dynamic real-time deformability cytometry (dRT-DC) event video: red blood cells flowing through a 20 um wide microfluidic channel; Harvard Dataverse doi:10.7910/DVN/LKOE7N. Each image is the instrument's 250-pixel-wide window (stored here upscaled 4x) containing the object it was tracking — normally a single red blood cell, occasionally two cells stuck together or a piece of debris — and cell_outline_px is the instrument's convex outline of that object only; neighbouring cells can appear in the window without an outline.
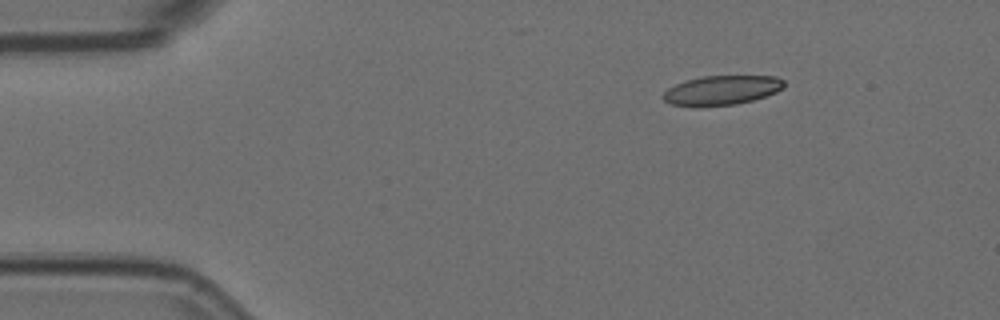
{"species": "Egyptian fruit bat (a non-hibernating species)", "species_latin": "Rousettus aegyptiacus", "temperature_condition": "room temperature", "stored_images_in_passage": 5, "camera_frame_rate_fps": 3000, "um_per_image_px": 0.085, "animal": {"sex": "female"}, "frame": {"image": 1, "passage_image": 2, "time_ms": 0.333, "image_size_px": [1000, 320], "cell_outline_px": [[784, 88], [776, 92], [752, 100], [736, 104], [696, 108], [672, 104], [664, 100], [660, 96], [668, 88], [684, 80], [704, 76], [776, 76], [784, 80]], "centroid_in_image_um": [61.3, 7.68], "position_along_channel_um": 23.7, "area_um2": 21.04}}
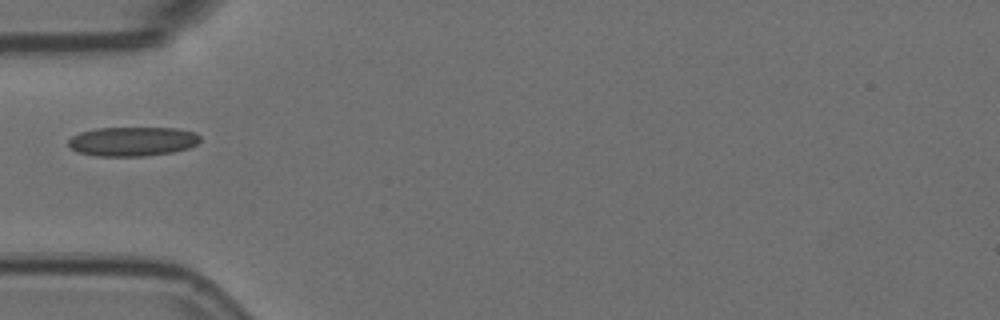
{"frame": {"image": 2, "passage_image": 5, "time_ms": 1.333, "image_size_px": [1000, 320], "cell_outline_px": [[200, 140], [196, 144], [188, 148], [172, 152], [144, 156], [96, 156], [76, 152], [68, 144], [68, 140], [72, 136], [80, 132], [96, 128], [176, 128], [196, 132], [200, 136]], "centroid_in_image_um": [11.25, 12.02], "position_along_channel_um": 73.7, "area_um2": 22.54}}